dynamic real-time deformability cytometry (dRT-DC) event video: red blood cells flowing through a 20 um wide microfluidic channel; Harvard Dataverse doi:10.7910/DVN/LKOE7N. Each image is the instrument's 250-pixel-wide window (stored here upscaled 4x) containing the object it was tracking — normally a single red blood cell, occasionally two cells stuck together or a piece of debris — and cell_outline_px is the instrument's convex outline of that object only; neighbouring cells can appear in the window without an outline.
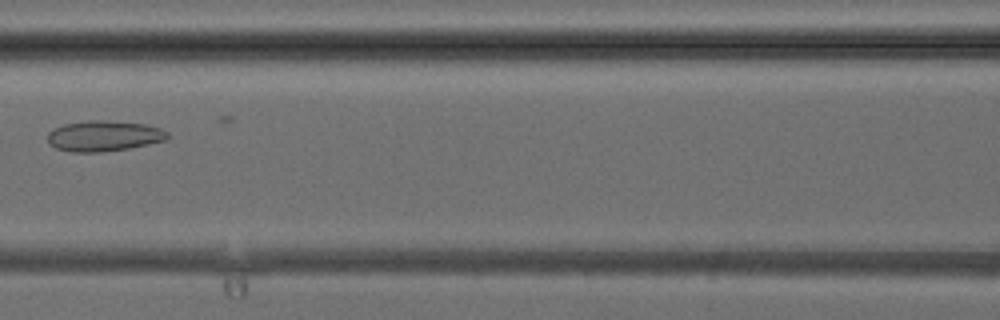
{"species": "common noctule bat (a hibernating species)", "species_latin": "Nyctalus noctula", "temperature_condition": "cold", "stored_images_in_passage": 5, "camera_frame_rate_fps": 3000, "um_per_image_px": 0.085, "animal": {"sex": "female", "body_mass_g": 24.6, "forearm_length_mm": 56.2}, "frame": {"image": 1, "passage_image": 5, "time_ms": 5.667, "image_size_px": [1000, 320], "cell_outline_px": [[168, 140], [128, 148], [100, 152], [72, 152], [56, 148], [48, 144], [48, 132], [64, 124], [88, 120], [104, 120], [144, 124], [160, 128], [168, 132]], "centroid_in_image_um": [8.82, 11.56], "position_along_channel_um": 157.8, "area_um2": 21.33}}